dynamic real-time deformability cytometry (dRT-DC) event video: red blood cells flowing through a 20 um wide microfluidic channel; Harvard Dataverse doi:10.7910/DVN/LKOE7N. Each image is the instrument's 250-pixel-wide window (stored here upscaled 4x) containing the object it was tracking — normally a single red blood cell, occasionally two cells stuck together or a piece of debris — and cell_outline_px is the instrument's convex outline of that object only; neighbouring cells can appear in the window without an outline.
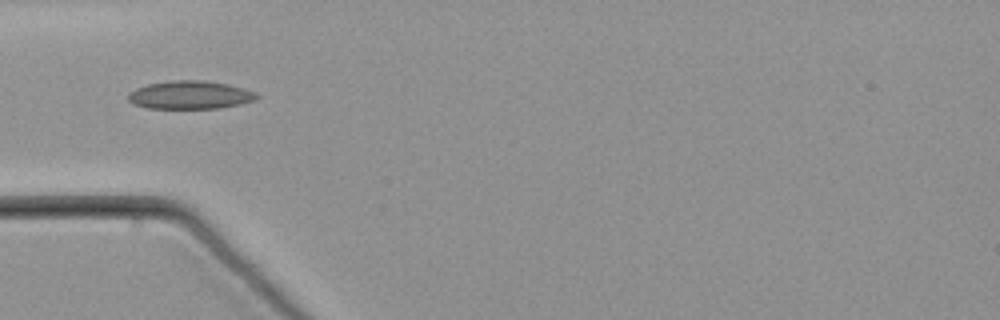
{"species": "common noctule bat (a hibernating species)", "species_latin": "Nyctalus noctula", "temperature_condition": "warm", "stored_images_in_passage": 14, "camera_frame_rate_fps": 3000, "um_per_image_px": 0.085, "animal": {"sex": "male", "body_mass_g": 21.5, "forearm_length_mm": 52.0}, "frame": {"image": 1, "passage_image": 1, "time_ms": 0.0, "image_size_px": [1000, 320], "cell_outline_px": [[260, 96], [256, 100], [240, 104], [220, 108], [148, 108], [132, 104], [128, 100], [128, 92], [136, 88], [148, 84], [172, 80], [200, 80], [228, 84], [244, 88], [256, 92]], "centroid_in_image_um": [16.16, 8.07], "position_along_channel_um": 68.8, "area_um2": 21.21}}
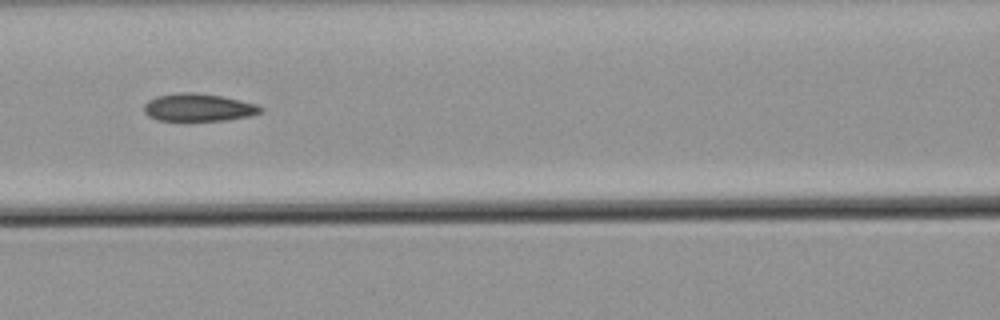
{"frame": {"image": 2, "passage_image": 8, "time_ms": 2.333, "image_size_px": [1000, 320], "cell_outline_px": [[264, 112], [248, 116], [228, 120], [192, 124], [188, 124], [156, 120], [148, 116], [144, 112], [144, 104], [148, 100], [156, 96], [184, 92], [220, 96], [240, 100], [256, 104], [264, 108]], "centroid_in_image_um": [16.84, 9.21], "position_along_channel_um": 149.8, "area_um2": 19.71}}
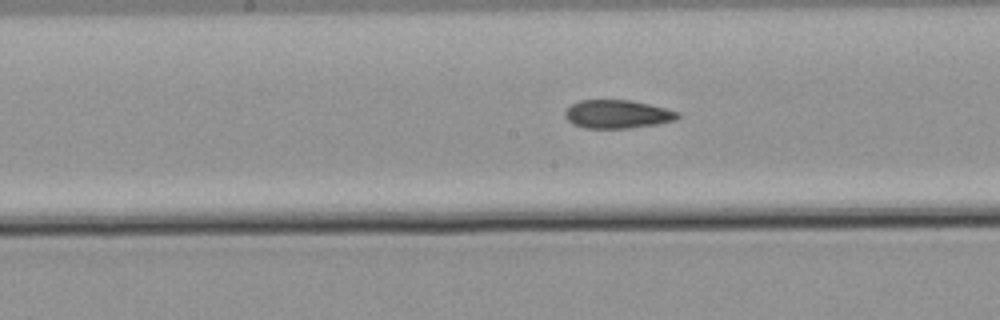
{"frame": {"image": 3, "passage_image": 12, "time_ms": 3.667, "image_size_px": [1000, 320], "cell_outline_px": [[680, 116], [676, 120], [656, 124], [628, 128], [584, 128], [572, 124], [564, 116], [564, 112], [576, 100], [632, 100], [680, 112]], "centroid_in_image_um": [52.45, 9.7], "position_along_channel_um": 195.7, "area_um2": 18.67}}